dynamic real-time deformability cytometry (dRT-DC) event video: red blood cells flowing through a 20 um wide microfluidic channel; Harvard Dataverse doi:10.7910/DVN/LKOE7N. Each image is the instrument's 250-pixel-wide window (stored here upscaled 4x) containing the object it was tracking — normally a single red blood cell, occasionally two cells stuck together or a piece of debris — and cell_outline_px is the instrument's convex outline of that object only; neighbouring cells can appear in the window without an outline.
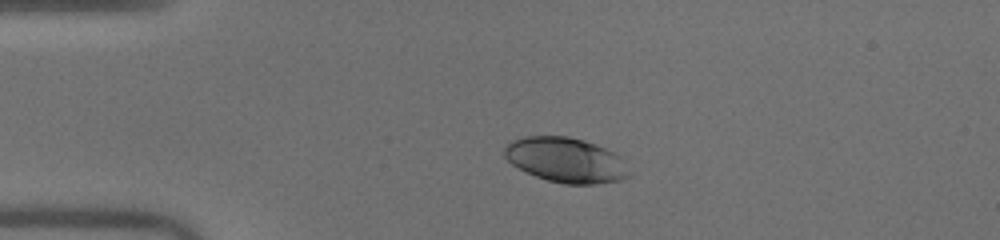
{"species": "human", "species_latin": "Homo sapiens", "temperature_condition": "warm", "stored_images_in_passage": 40, "camera_frame_rate_fps": 3000, "um_per_image_px": 0.085, "donor": {"sex": "male"}, "frame": {"image": 1, "passage_image": 1, "time_ms": 0.0, "image_size_px": [1000, 240], "cell_outline_px": [[632, 172], [628, 176], [620, 180], [596, 184], [564, 184], [548, 180], [536, 176], [512, 164], [504, 156], [504, 148], [508, 140], [524, 136], [568, 136], [584, 140], [596, 144], [620, 156]], "centroid_in_image_um": [48.09, 13.59], "position_along_channel_um": 36.9, "area_um2": 32.77}}
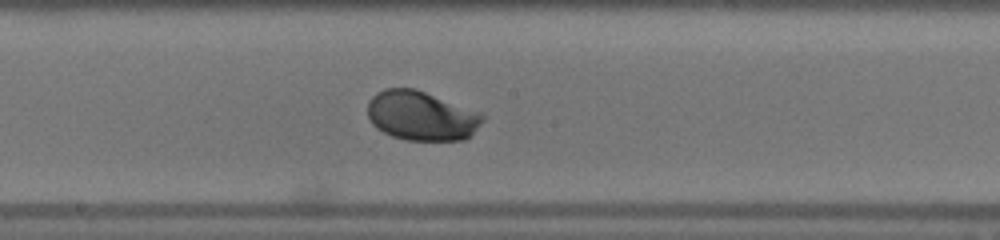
{"frame": {"image": 2, "passage_image": 17, "time_ms": 5.333, "image_size_px": [1000, 240], "cell_outline_px": [[484, 120], [464, 140], [404, 140], [392, 136], [376, 128], [372, 124], [368, 116], [368, 100], [376, 92], [384, 88], [416, 88], [480, 112], [484, 116]], "centroid_in_image_um": [35.78, 9.83], "position_along_channel_um": 212.4, "area_um2": 33.18}}
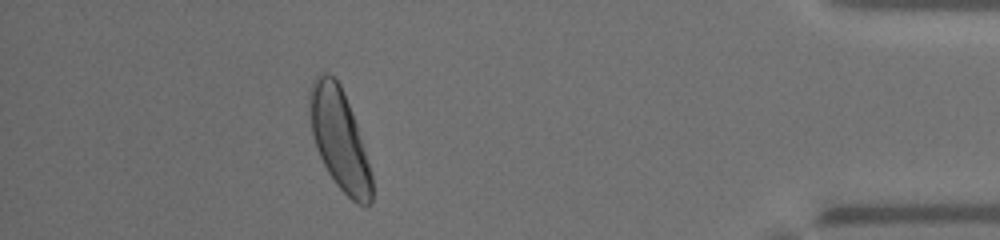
{"frame": {"image": 3, "passage_image": 35, "time_ms": 11.333, "image_size_px": [1000, 240], "cell_outline_px": [[372, 200], [364, 208], [356, 204], [336, 184], [328, 172], [316, 148], [312, 136], [308, 104], [308, 92], [316, 76], [324, 72], [328, 72], [340, 84], [344, 92], [352, 112], [372, 172]], "centroid_in_image_um": [28.84, 11.83], "position_along_channel_um": 406.4, "area_um2": 36.53}, "authors_computed_cell_mechanics": {"area_um2": 33.2061, "velocity_mm_per_s": 4.0466, "shape_relaxation_time_tau1_ms": 1.966, "shape_relaxation_time_tau2_ms": null, "deformation_change_tau1": 0.1356, "deformation_change_tau2": null}}